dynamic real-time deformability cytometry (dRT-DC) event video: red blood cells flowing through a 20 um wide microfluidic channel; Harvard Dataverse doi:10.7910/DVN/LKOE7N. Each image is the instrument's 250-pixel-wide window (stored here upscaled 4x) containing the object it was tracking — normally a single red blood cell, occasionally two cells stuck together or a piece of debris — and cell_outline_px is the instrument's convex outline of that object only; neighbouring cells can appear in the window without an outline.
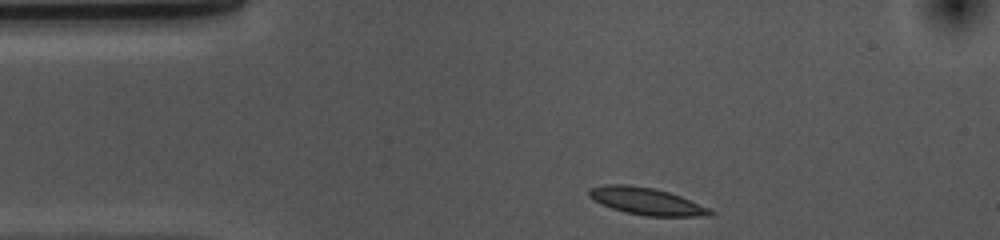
{"species": "common noctule bat (a hibernating species)", "species_latin": "Nyctalus noctula", "temperature_condition": "cold", "stored_images_in_passage": 34, "camera_frame_rate_fps": 3000, "um_per_image_px": 0.085, "animal": {"sex": "female", "body_mass_g": 10.0, "forearm_length_mm": 53.1}, "frame": {"image": 1, "passage_image": 1, "time_ms": 0.0, "image_size_px": [1000, 240], "cell_outline_px": [[716, 212], [712, 216], [644, 216], [612, 208], [600, 204], [592, 200], [588, 196], [588, 188], [604, 184], [628, 184], [656, 188], [680, 196], [708, 208]], "centroid_in_image_um": [54.9, 17.09], "position_along_channel_um": 30.1, "area_um2": 19.25}}
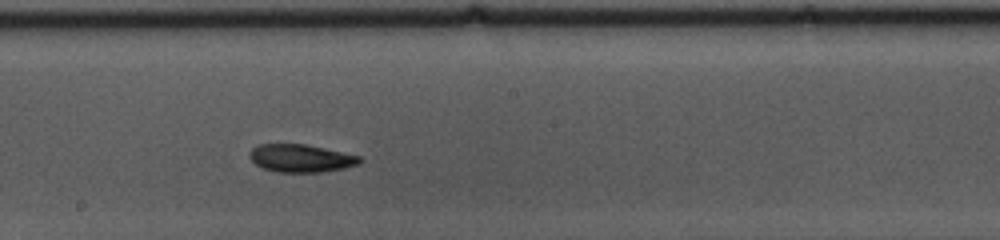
{"frame": {"image": 2, "passage_image": 20, "time_ms": 6.333, "image_size_px": [1000, 240], "cell_outline_px": [[364, 160], [360, 164], [344, 168], [324, 172], [276, 172], [264, 168], [256, 164], [248, 156], [252, 148], [256, 144], [304, 144], [324, 148], [360, 156]], "centroid_in_image_um": [25.59, 13.45], "position_along_channel_um": 222.6, "area_um2": 17.92}}
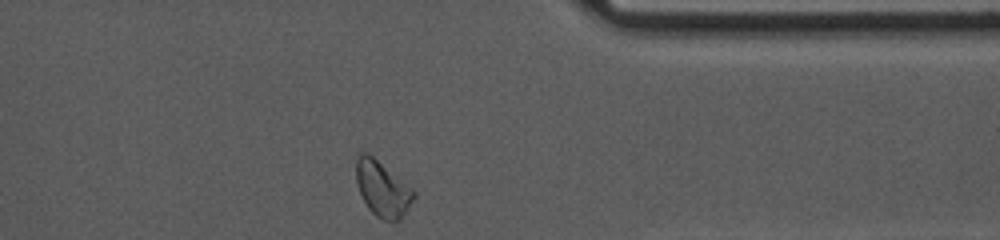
{"frame": {"image": 3, "passage_image": 34, "time_ms": 11.0, "image_size_px": [1000, 240], "cell_outline_px": [[416, 196], [400, 220], [384, 220], [376, 216], [368, 208], [356, 184], [356, 160], [360, 152], [368, 152], [412, 188], [416, 192]], "centroid_in_image_um": [32.5, 16.03], "position_along_channel_um": 378.9, "area_um2": 18.5}, "authors_computed_cell_mechanics": {"area_um2": 18.2937, "velocity_mm_per_s": 3.6227, "shape_relaxation_time_tau1_ms": 4.993, "shape_relaxation_time_tau2_ms": null, "deformation_change_tau1": 0.1201, "deformation_change_tau2": null}}